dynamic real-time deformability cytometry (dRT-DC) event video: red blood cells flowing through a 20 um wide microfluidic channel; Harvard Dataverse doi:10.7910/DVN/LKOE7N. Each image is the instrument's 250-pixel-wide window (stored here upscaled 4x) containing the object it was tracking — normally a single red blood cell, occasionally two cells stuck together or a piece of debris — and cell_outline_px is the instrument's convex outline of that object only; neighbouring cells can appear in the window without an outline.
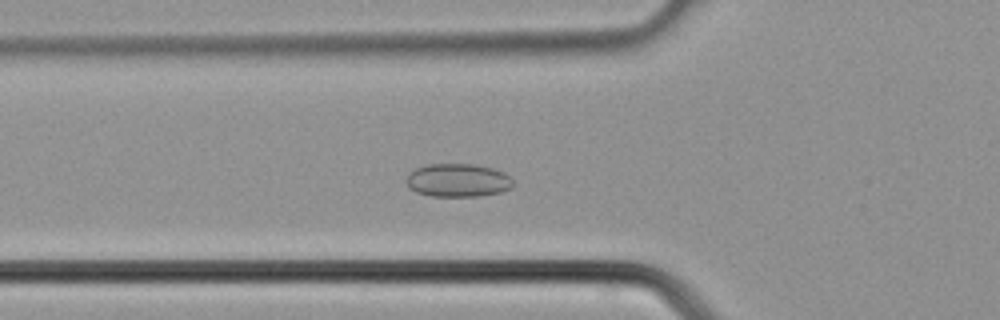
{"species": "common noctule bat (a hibernating species)", "species_latin": "Nyctalus noctula", "temperature_condition": "cold", "stored_images_in_passage": 35, "camera_frame_rate_fps": 3000, "um_per_image_px": 0.085, "animal": {"sex": "male", "body_mass_g": 21.5, "forearm_length_mm": 52.0}, "frame": {"image": 1, "passage_image": 11, "time_ms": 3.333, "image_size_px": [1000, 320], "cell_outline_px": [[512, 188], [500, 192], [480, 196], [432, 196], [416, 192], [408, 188], [408, 172], [416, 168], [428, 164], [476, 164], [492, 168], [504, 172], [512, 180]], "centroid_in_image_um": [38.92, 15.32], "position_along_channel_um": 86.9, "area_um2": 20.69}}
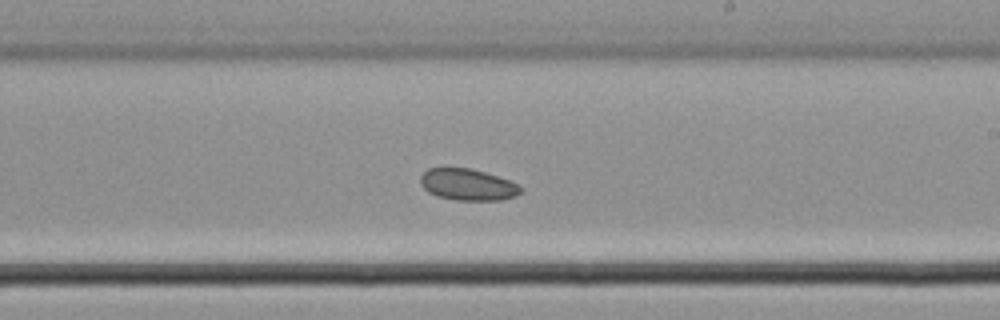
{"frame": {"image": 2, "passage_image": 20, "time_ms": 6.333, "image_size_px": [1000, 320], "cell_outline_px": [[524, 188], [516, 196], [500, 200], [456, 200], [436, 196], [428, 192], [420, 184], [420, 176], [428, 168], [468, 168], [484, 172], [520, 184]], "centroid_in_image_um": [39.76, 15.7], "position_along_channel_um": 249.2, "area_um2": 18.44}}
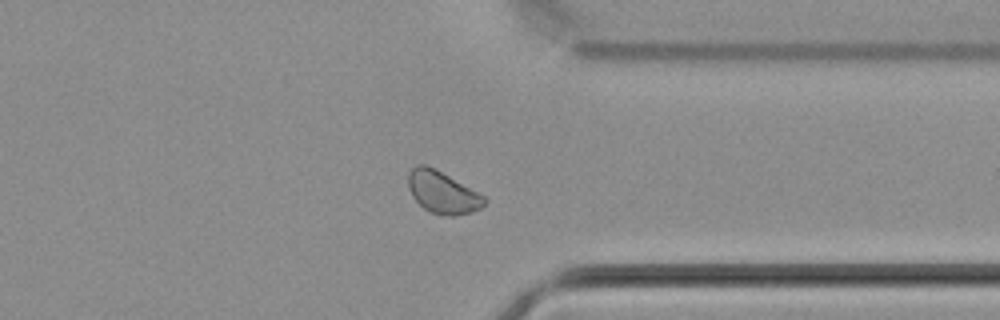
{"frame": {"image": 3, "passage_image": 27, "time_ms": 8.667, "image_size_px": [1000, 320], "cell_outline_px": [[488, 200], [480, 208], [472, 212], [456, 216], [448, 216], [428, 212], [412, 196], [408, 188], [408, 172], [416, 164], [424, 164], [436, 168], [484, 196]], "centroid_in_image_um": [37.59, 16.34], "position_along_channel_um": 373.8, "area_um2": 18.79}}